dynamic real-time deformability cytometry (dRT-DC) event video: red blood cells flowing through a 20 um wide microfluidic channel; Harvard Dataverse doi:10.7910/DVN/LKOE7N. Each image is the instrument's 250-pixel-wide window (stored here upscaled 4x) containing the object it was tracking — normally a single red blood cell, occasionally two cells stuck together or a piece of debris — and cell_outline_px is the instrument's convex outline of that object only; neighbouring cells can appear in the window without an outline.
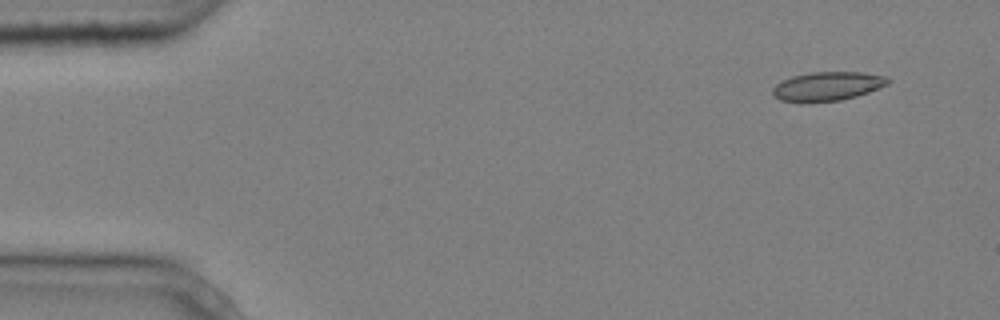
{"species": "common noctule bat (a hibernating species)", "species_latin": "Nyctalus noctula", "temperature_condition": "cold", "stored_images_in_passage": 3, "camera_frame_rate_fps": 3000, "um_per_image_px": 0.085, "animal": {"sex": "male", "body_mass_g": 20.4}, "frame": {"image": 1, "passage_image": 1, "time_ms": 0.0, "image_size_px": [1000, 320], "cell_outline_px": [[892, 80], [888, 84], [868, 92], [856, 96], [840, 100], [800, 104], [780, 100], [772, 96], [772, 88], [776, 84], [792, 76], [812, 72], [860, 72], [884, 76]], "centroid_in_image_um": [70.27, 7.36], "position_along_channel_um": 14.7, "area_um2": 19.71}}